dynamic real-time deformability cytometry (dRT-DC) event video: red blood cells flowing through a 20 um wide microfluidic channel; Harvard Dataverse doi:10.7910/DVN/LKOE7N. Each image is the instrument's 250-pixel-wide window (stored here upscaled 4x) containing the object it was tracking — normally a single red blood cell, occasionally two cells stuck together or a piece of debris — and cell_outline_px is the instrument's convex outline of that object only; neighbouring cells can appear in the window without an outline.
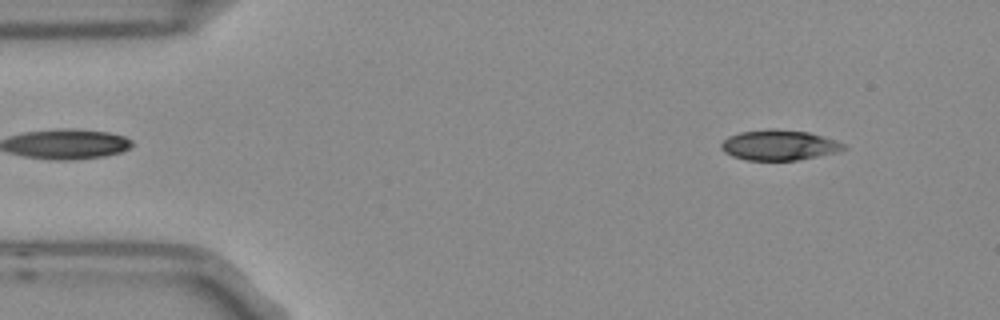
{"species": "Egyptian fruit bat (a non-hibernating species)", "species_latin": "Rousettus aegyptiacus", "temperature_condition": "room temperature", "stored_images_in_passage": 4, "camera_frame_rate_fps": 3000, "um_per_image_px": 0.085, "frame": {"image": 1, "passage_image": 1, "time_ms": 0.0, "image_size_px": [1000, 320], "cell_outline_px": [[848, 148], [836, 152], [796, 160], [748, 160], [732, 156], [724, 152], [720, 148], [720, 144], [728, 136], [740, 132], [768, 128], [776, 128], [808, 132], [824, 136], [836, 140], [844, 144]], "centroid_in_image_um": [66.2, 12.32], "position_along_channel_um": 18.8, "area_um2": 21.73}}